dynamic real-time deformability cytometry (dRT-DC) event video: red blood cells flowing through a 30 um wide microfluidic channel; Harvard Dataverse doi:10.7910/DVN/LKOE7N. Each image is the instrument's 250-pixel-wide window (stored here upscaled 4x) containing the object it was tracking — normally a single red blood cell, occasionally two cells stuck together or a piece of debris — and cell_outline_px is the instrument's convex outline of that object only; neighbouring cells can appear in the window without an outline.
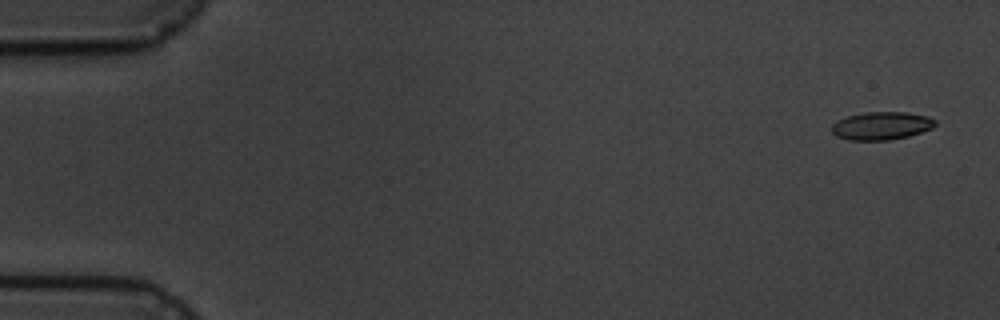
{"species": "common noctule bat (a hibernating species)", "species_latin": "Nyctalus noctula", "temperature_condition": "cold", "stored_images_in_passage": 9, "camera_frame_rate_fps": 3000, "um_per_image_px": 0.085, "animal": {"sex": "male", "body_mass_g": 19.5, "forearm_length_mm": 54.6}, "frame": {"image": 1, "passage_image": 1, "time_ms": 0.0, "image_size_px": [1000, 320], "cell_outline_px": [[936, 124], [932, 128], [908, 136], [888, 140], [848, 140], [836, 136], [832, 132], [832, 124], [836, 120], [848, 116], [864, 112], [908, 112], [928, 116], [936, 120]], "centroid_in_image_um": [74.91, 10.68], "position_along_channel_um": 10.1, "area_um2": 16.94}}
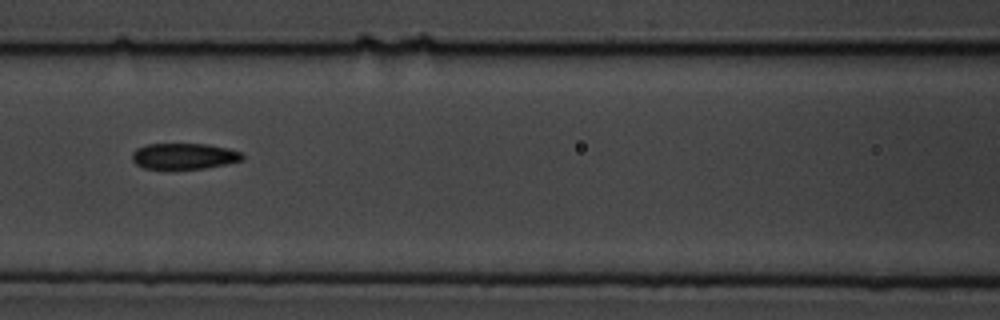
{"frame": {"image": 2, "passage_image": 7, "time_ms": 7.667, "image_size_px": [1000, 320], "cell_outline_px": [[244, 160], [204, 168], [144, 168], [136, 164], [132, 160], [132, 152], [136, 148], [148, 144], [208, 144], [228, 148], [240, 152], [244, 156]], "centroid_in_image_um": [15.64, 13.26], "position_along_channel_um": 151.0, "area_um2": 16.53}}
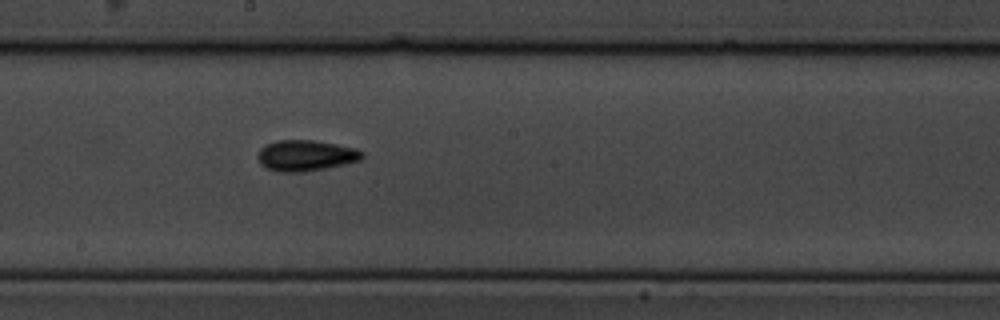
{"frame": {"image": 3, "passage_image": 9, "time_ms": 9.667, "image_size_px": [1000, 320], "cell_outline_px": [[364, 156], [360, 160], [344, 164], [304, 172], [280, 172], [268, 168], [260, 164], [256, 156], [260, 148], [264, 144], [276, 140], [312, 140], [336, 144], [356, 148], [364, 152]], "centroid_in_image_um": [25.96, 13.21], "position_along_channel_um": 222.2, "area_um2": 18.9}}